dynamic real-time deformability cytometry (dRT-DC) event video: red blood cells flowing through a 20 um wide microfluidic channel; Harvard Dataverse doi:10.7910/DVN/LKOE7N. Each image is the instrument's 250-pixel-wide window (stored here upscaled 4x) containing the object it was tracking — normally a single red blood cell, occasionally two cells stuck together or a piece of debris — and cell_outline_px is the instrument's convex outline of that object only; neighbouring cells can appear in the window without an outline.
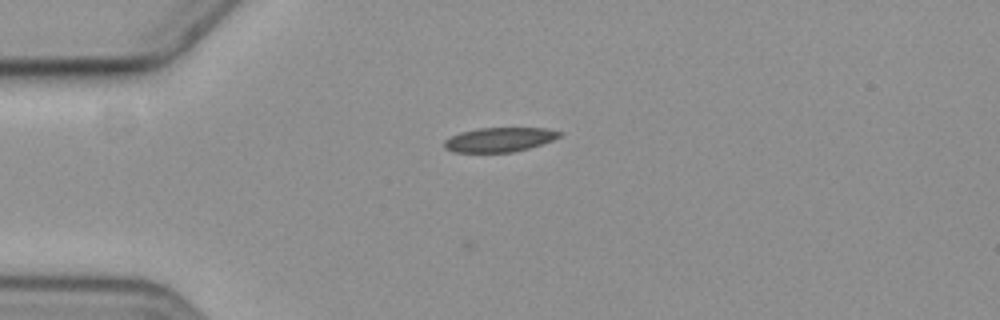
{"species": "common noctule bat (a hibernating species)", "species_latin": "Nyctalus noctula", "temperature_condition": "cold", "stored_images_in_passage": 3, "camera_frame_rate_fps": 3000, "um_per_image_px": 0.085, "animal": {"sex": "female", "body_mass_g": 19.3, "forearm_length_mm": 54.1}, "frame": {"image": 1, "passage_image": 1, "time_ms": 0.0, "image_size_px": [1000, 320], "cell_outline_px": [[564, 132], [560, 136], [552, 140], [528, 148], [512, 152], [452, 152], [444, 148], [444, 140], [460, 132], [480, 128], [548, 128]], "centroid_in_image_um": [42.45, 11.86], "position_along_channel_um": 42.6, "area_um2": 16.3}}